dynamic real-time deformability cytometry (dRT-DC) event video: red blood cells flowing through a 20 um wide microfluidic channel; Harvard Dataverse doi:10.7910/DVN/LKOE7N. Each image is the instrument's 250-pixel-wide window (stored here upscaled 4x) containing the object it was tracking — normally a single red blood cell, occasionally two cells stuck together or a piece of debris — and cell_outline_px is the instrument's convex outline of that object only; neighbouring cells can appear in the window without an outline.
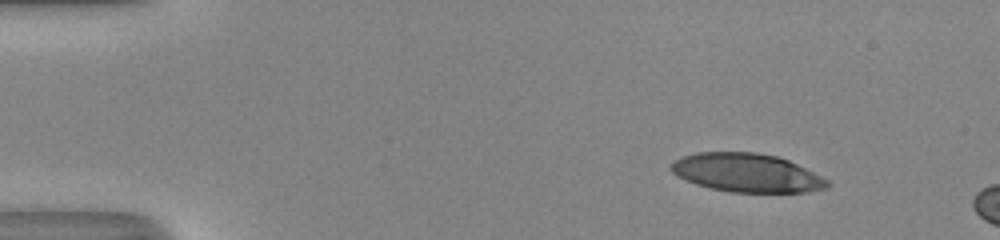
{"species": "human", "species_latin": "Homo sapiens", "temperature_condition": "room temperature", "stored_images_in_passage": 12, "camera_frame_rate_fps": 3000, "um_per_image_px": 0.085, "donor": {"sex": "male"}, "frame": {"image": 1, "passage_image": 6, "time_ms": 1.667, "image_size_px": [1000, 240], "cell_outline_px": [[832, 184], [828, 188], [808, 192], [732, 192], [712, 188], [696, 184], [684, 180], [676, 176], [668, 168], [676, 160], [684, 156], [696, 152], [756, 152], [776, 156], [788, 160], [828, 180]], "centroid_in_image_um": [63.47, 14.69], "position_along_channel_um": 21.5, "area_um2": 35.03}}